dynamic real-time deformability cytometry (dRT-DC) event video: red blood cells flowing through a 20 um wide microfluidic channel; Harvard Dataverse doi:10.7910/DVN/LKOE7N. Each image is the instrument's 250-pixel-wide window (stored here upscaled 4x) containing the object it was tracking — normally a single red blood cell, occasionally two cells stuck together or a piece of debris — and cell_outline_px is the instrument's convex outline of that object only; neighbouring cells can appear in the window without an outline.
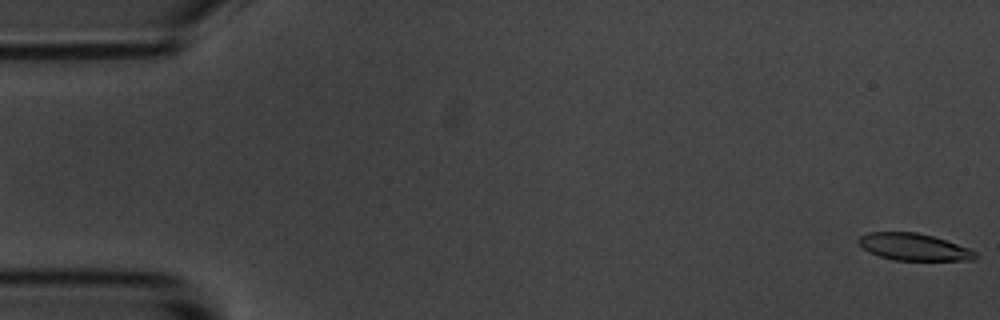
{"species": "common noctule bat (a hibernating species)", "species_latin": "Nyctalus noctula", "temperature_condition": "room temperature", "stored_images_in_passage": 10, "camera_frame_rate_fps": 3000, "um_per_image_px": 0.085, "animal": {"sex": "male", "body_mass_g": 20.1, "forearm_length_mm": 53.5}, "frame": {"image": 1, "passage_image": 1, "time_ms": 0.0, "image_size_px": [1000, 320], "cell_outline_px": [[980, 256], [976, 260], [892, 260], [868, 252], [856, 240], [860, 236], [868, 232], [916, 232], [932, 236], [968, 248], [976, 252]], "centroid_in_image_um": [77.67, 21.0], "position_along_channel_um": 7.3, "area_um2": 18.32}}
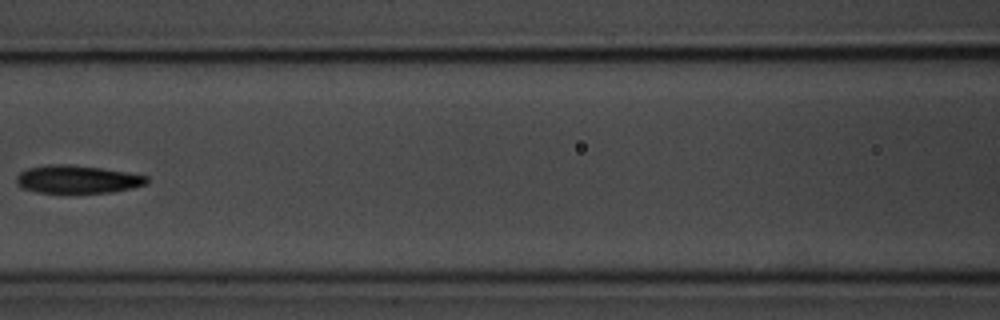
{"frame": {"image": 2, "passage_image": 8, "time_ms": 8.333, "image_size_px": [1000, 320], "cell_outline_px": [[148, 184], [132, 188], [112, 192], [36, 192], [24, 188], [16, 184], [16, 176], [20, 172], [28, 168], [48, 164], [68, 164], [100, 168], [128, 172], [148, 176]], "centroid_in_image_um": [6.58, 15.23], "position_along_channel_um": 160.0, "area_um2": 21.15}}
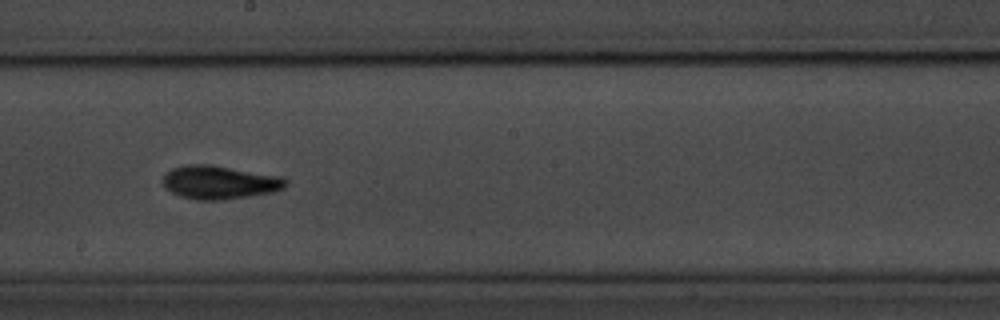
{"frame": {"image": 3, "passage_image": 10, "time_ms": 10.333, "image_size_px": [1000, 320], "cell_outline_px": [[288, 184], [284, 188], [272, 192], [224, 200], [200, 200], [180, 196], [164, 188], [164, 176], [172, 168], [184, 164], [208, 164], [280, 176], [288, 180]], "centroid_in_image_um": [18.66, 15.5], "position_along_channel_um": 229.5, "area_um2": 23.81}}